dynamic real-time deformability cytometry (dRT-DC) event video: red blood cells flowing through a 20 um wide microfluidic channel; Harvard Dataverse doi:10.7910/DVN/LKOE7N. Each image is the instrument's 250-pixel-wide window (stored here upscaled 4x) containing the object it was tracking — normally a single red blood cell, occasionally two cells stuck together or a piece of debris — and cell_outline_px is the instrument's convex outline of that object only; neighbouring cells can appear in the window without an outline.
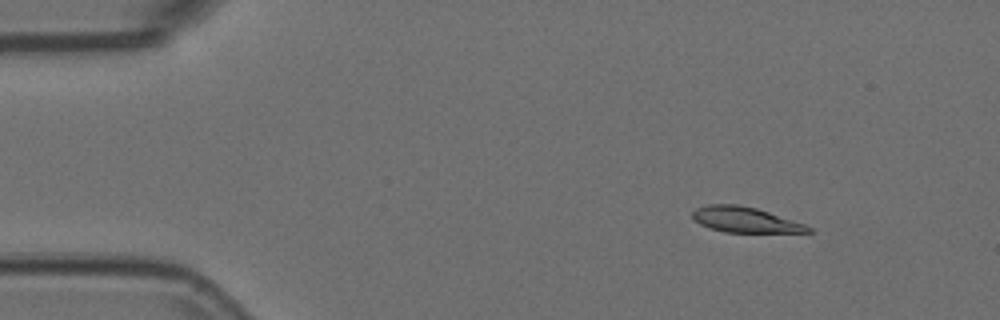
{"species": "Egyptian fruit bat (a non-hibernating species)", "species_latin": "Rousettus aegyptiacus", "temperature_condition": "room temperature", "stored_images_in_passage": 6, "camera_frame_rate_fps": 3000, "um_per_image_px": 0.085, "animal": {"sex": "female"}, "frame": {"image": 1, "passage_image": 1, "time_ms": 0.0, "image_size_px": [1000, 320], "cell_outline_px": [[812, 232], [724, 232], [708, 228], [700, 224], [692, 216], [692, 212], [696, 208], [708, 204], [736, 204], [756, 208], [804, 224], [812, 228]], "centroid_in_image_um": [63.29, 18.68], "position_along_channel_um": 21.7, "area_um2": 16.94}}
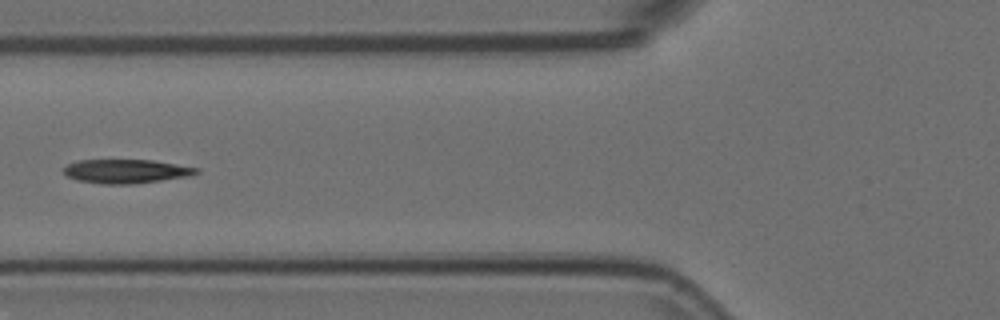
{"frame": {"image": 2, "passage_image": 5, "time_ms": 1.333, "image_size_px": [1000, 320], "cell_outline_px": [[200, 172], [192, 176], [132, 184], [100, 184], [76, 180], [68, 176], [60, 168], [68, 164], [80, 160], [152, 160], [200, 168]], "centroid_in_image_um": [10.73, 14.56], "position_along_channel_um": 115.1, "area_um2": 18.67}}
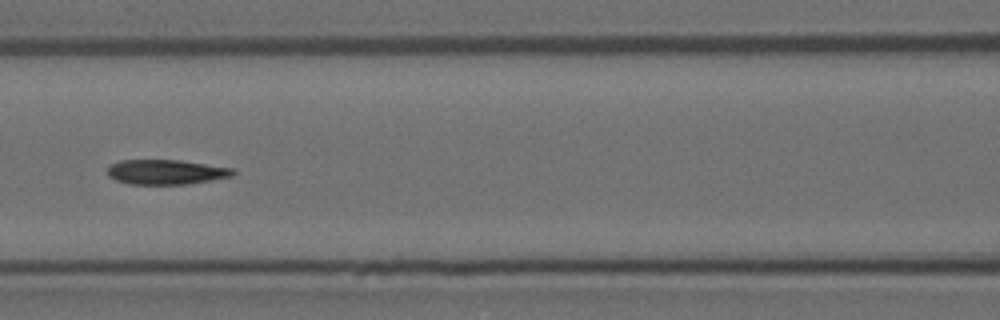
{"frame": {"image": 3, "passage_image": 6, "time_ms": 1.667, "image_size_px": [1000, 320], "cell_outline_px": [[236, 172], [232, 176], [212, 180], [188, 184], [128, 184], [116, 180], [108, 176], [108, 168], [112, 164], [120, 160], [180, 160], [236, 168]], "centroid_in_image_um": [14.16, 14.62], "position_along_channel_um": 152.4, "area_um2": 18.26}}